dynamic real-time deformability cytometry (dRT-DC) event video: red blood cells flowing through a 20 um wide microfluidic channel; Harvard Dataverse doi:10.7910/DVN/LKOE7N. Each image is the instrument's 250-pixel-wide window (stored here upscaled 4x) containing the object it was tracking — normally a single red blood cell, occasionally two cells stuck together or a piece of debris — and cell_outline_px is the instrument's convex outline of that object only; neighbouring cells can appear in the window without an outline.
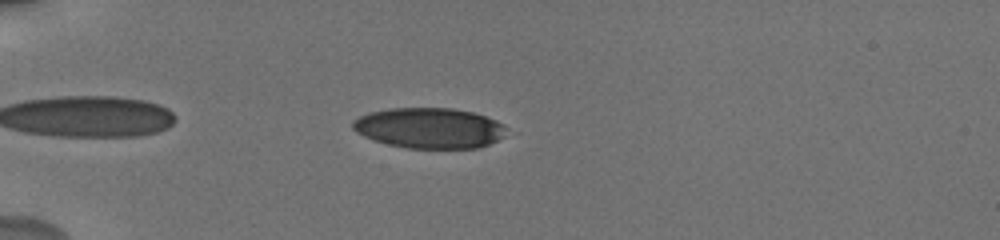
{"species": "human", "species_latin": "Homo sapiens", "temperature_condition": "cold", "stored_images_in_passage": 31, "camera_frame_rate_fps": 3000, "um_per_image_px": 0.085, "donor": {"sex": "male"}, "frame": {"image": 1, "passage_image": 8, "time_ms": 5.0, "image_size_px": [1000, 240], "cell_outline_px": [[508, 128], [504, 136], [480, 148], [408, 148], [388, 144], [372, 140], [356, 132], [352, 128], [352, 120], [368, 112], [388, 108], [452, 108], [472, 112], [496, 120], [504, 124]], "centroid_in_image_um": [36.48, 10.88], "position_along_channel_um": 48.5, "area_um2": 36.47}}
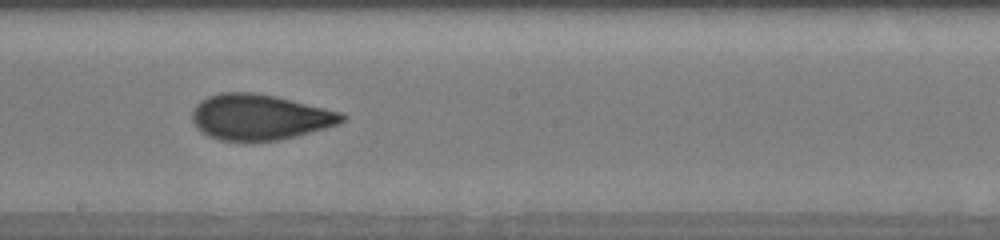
{"frame": {"image": 2, "passage_image": 14, "time_ms": 10.667, "image_size_px": [1000, 240], "cell_outline_px": [[348, 116], [340, 124], [296, 136], [280, 140], [220, 140], [208, 136], [200, 132], [196, 128], [192, 120], [192, 112], [196, 104], [200, 100], [208, 96], [220, 92], [252, 92], [276, 96], [344, 112]], "centroid_in_image_um": [22.09, 9.94], "position_along_channel_um": 226.1, "area_um2": 40.11}}
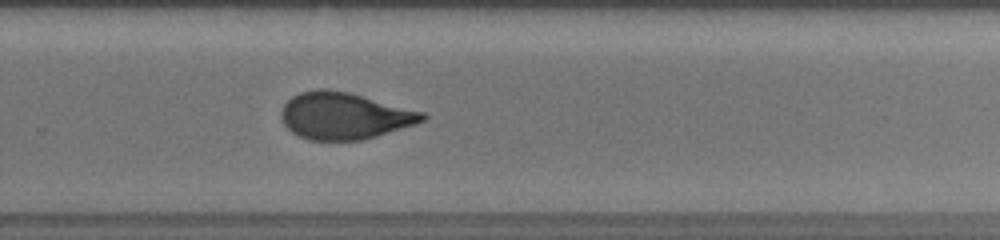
{"frame": {"image": 3, "passage_image": 16, "time_ms": 12.667, "image_size_px": [1000, 240], "cell_outline_px": [[428, 116], [424, 120], [376, 136], [360, 140], [308, 140], [292, 132], [284, 124], [280, 116], [280, 112], [284, 104], [292, 96], [300, 92], [320, 88], [328, 88], [348, 92], [424, 112]], "centroid_in_image_um": [29.21, 9.83], "position_along_channel_um": 300.6, "area_um2": 38.21}, "authors_computed_cell_mechanics": {"area_um2": 38.7838, "velocity_mm_per_s": 3.7359, "shape_relaxation_time_tau1_ms": 10.6131, "shape_relaxation_time_tau2_ms": 0.8108, "deformation_change_tau1": 0.2148, "deformation_change_tau2": 0.0474}}